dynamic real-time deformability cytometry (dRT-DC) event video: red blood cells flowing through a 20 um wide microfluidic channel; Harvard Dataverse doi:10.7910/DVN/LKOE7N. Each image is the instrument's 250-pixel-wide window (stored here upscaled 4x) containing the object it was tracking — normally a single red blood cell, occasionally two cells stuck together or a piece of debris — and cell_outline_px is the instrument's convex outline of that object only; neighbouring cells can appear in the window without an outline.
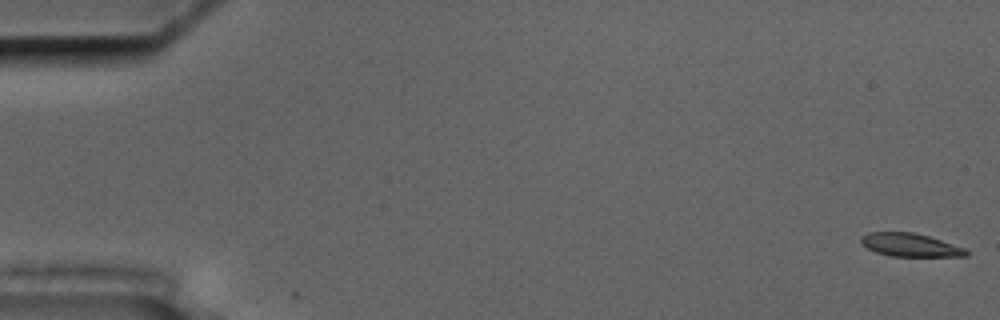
{"species": "common noctule bat (a hibernating species)", "species_latin": "Nyctalus noctula", "temperature_condition": "cold", "stored_images_in_passage": 2, "camera_frame_rate_fps": 3000, "um_per_image_px": 0.085, "animal": {"sex": "male", "body_mass_g": 17.5, "forearm_length_mm": 52.3}, "frame": {"image": 1, "passage_image": 1, "time_ms": 0.0, "image_size_px": [1000, 320], "cell_outline_px": [[968, 256], [892, 256], [876, 252], [860, 244], [860, 236], [868, 232], [912, 232], [928, 236], [964, 248], [968, 252]], "centroid_in_image_um": [77.3, 20.81], "position_along_channel_um": 7.7, "area_um2": 14.1}}